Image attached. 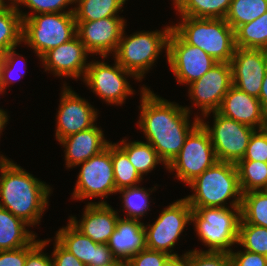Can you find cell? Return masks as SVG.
<instances>
[{
	"label": "cell",
	"instance_id": "49",
	"mask_svg": "<svg viewBox=\"0 0 267 266\" xmlns=\"http://www.w3.org/2000/svg\"><path fill=\"white\" fill-rule=\"evenodd\" d=\"M261 130L267 136V111H265V113H264V118H263Z\"/></svg>",
	"mask_w": 267,
	"mask_h": 266
},
{
	"label": "cell",
	"instance_id": "40",
	"mask_svg": "<svg viewBox=\"0 0 267 266\" xmlns=\"http://www.w3.org/2000/svg\"><path fill=\"white\" fill-rule=\"evenodd\" d=\"M51 239H35L30 245H27V256L25 266H53L52 256L42 252Z\"/></svg>",
	"mask_w": 267,
	"mask_h": 266
},
{
	"label": "cell",
	"instance_id": "9",
	"mask_svg": "<svg viewBox=\"0 0 267 266\" xmlns=\"http://www.w3.org/2000/svg\"><path fill=\"white\" fill-rule=\"evenodd\" d=\"M81 169L77 176L72 198L74 200H84L101 198L99 202L88 203H107L110 194H116L115 179L112 163V142L100 153L92 156L87 161L78 164Z\"/></svg>",
	"mask_w": 267,
	"mask_h": 266
},
{
	"label": "cell",
	"instance_id": "47",
	"mask_svg": "<svg viewBox=\"0 0 267 266\" xmlns=\"http://www.w3.org/2000/svg\"><path fill=\"white\" fill-rule=\"evenodd\" d=\"M8 118H9V116H8L7 112L4 110H0V135H1L2 131L4 130V127L6 126V124H8L7 123L9 120Z\"/></svg>",
	"mask_w": 267,
	"mask_h": 266
},
{
	"label": "cell",
	"instance_id": "36",
	"mask_svg": "<svg viewBox=\"0 0 267 266\" xmlns=\"http://www.w3.org/2000/svg\"><path fill=\"white\" fill-rule=\"evenodd\" d=\"M15 8L18 10L21 18H28L35 14L43 13H65L73 12L74 8L70 10H65L69 5L75 4V0H12ZM20 5H24L29 8L32 13H25L20 10ZM34 13V14H33Z\"/></svg>",
	"mask_w": 267,
	"mask_h": 266
},
{
	"label": "cell",
	"instance_id": "8",
	"mask_svg": "<svg viewBox=\"0 0 267 266\" xmlns=\"http://www.w3.org/2000/svg\"><path fill=\"white\" fill-rule=\"evenodd\" d=\"M217 161L210 135L199 123L186 137L180 152L167 165L166 170L176 171V178L188 185Z\"/></svg>",
	"mask_w": 267,
	"mask_h": 266
},
{
	"label": "cell",
	"instance_id": "32",
	"mask_svg": "<svg viewBox=\"0 0 267 266\" xmlns=\"http://www.w3.org/2000/svg\"><path fill=\"white\" fill-rule=\"evenodd\" d=\"M112 163L117 191L140 185L143 177L131 164L127 154L116 143H112Z\"/></svg>",
	"mask_w": 267,
	"mask_h": 266
},
{
	"label": "cell",
	"instance_id": "48",
	"mask_svg": "<svg viewBox=\"0 0 267 266\" xmlns=\"http://www.w3.org/2000/svg\"><path fill=\"white\" fill-rule=\"evenodd\" d=\"M98 266H126V263L114 258L111 262Z\"/></svg>",
	"mask_w": 267,
	"mask_h": 266
},
{
	"label": "cell",
	"instance_id": "16",
	"mask_svg": "<svg viewBox=\"0 0 267 266\" xmlns=\"http://www.w3.org/2000/svg\"><path fill=\"white\" fill-rule=\"evenodd\" d=\"M125 20L124 17L113 16L96 21H76V35L91 55L105 59L115 53L126 29Z\"/></svg>",
	"mask_w": 267,
	"mask_h": 266
},
{
	"label": "cell",
	"instance_id": "13",
	"mask_svg": "<svg viewBox=\"0 0 267 266\" xmlns=\"http://www.w3.org/2000/svg\"><path fill=\"white\" fill-rule=\"evenodd\" d=\"M166 58L177 83L183 85L197 81L217 63L201 48L186 43L173 29Z\"/></svg>",
	"mask_w": 267,
	"mask_h": 266
},
{
	"label": "cell",
	"instance_id": "17",
	"mask_svg": "<svg viewBox=\"0 0 267 266\" xmlns=\"http://www.w3.org/2000/svg\"><path fill=\"white\" fill-rule=\"evenodd\" d=\"M230 65L232 85L259 98L267 70V50L236 47Z\"/></svg>",
	"mask_w": 267,
	"mask_h": 266
},
{
	"label": "cell",
	"instance_id": "12",
	"mask_svg": "<svg viewBox=\"0 0 267 266\" xmlns=\"http://www.w3.org/2000/svg\"><path fill=\"white\" fill-rule=\"evenodd\" d=\"M214 115L213 126L200 118V123L208 131L218 161L236 164L246 152L251 135L256 129L234 119L227 118L218 111Z\"/></svg>",
	"mask_w": 267,
	"mask_h": 266
},
{
	"label": "cell",
	"instance_id": "3",
	"mask_svg": "<svg viewBox=\"0 0 267 266\" xmlns=\"http://www.w3.org/2000/svg\"><path fill=\"white\" fill-rule=\"evenodd\" d=\"M189 186L193 193L184 198L191 208L241 207L242 191L234 163L217 161L192 180ZM228 200H232L229 201L230 206H226Z\"/></svg>",
	"mask_w": 267,
	"mask_h": 266
},
{
	"label": "cell",
	"instance_id": "39",
	"mask_svg": "<svg viewBox=\"0 0 267 266\" xmlns=\"http://www.w3.org/2000/svg\"><path fill=\"white\" fill-rule=\"evenodd\" d=\"M241 160L267 163V136L261 129L255 130L251 135L245 155Z\"/></svg>",
	"mask_w": 267,
	"mask_h": 266
},
{
	"label": "cell",
	"instance_id": "52",
	"mask_svg": "<svg viewBox=\"0 0 267 266\" xmlns=\"http://www.w3.org/2000/svg\"><path fill=\"white\" fill-rule=\"evenodd\" d=\"M1 60H2V54L0 53V63H1Z\"/></svg>",
	"mask_w": 267,
	"mask_h": 266
},
{
	"label": "cell",
	"instance_id": "38",
	"mask_svg": "<svg viewBox=\"0 0 267 266\" xmlns=\"http://www.w3.org/2000/svg\"><path fill=\"white\" fill-rule=\"evenodd\" d=\"M187 266H232L226 252H201L197 249L186 252Z\"/></svg>",
	"mask_w": 267,
	"mask_h": 266
},
{
	"label": "cell",
	"instance_id": "45",
	"mask_svg": "<svg viewBox=\"0 0 267 266\" xmlns=\"http://www.w3.org/2000/svg\"><path fill=\"white\" fill-rule=\"evenodd\" d=\"M162 266H187L186 253L181 256L170 255L164 262Z\"/></svg>",
	"mask_w": 267,
	"mask_h": 266
},
{
	"label": "cell",
	"instance_id": "22",
	"mask_svg": "<svg viewBox=\"0 0 267 266\" xmlns=\"http://www.w3.org/2000/svg\"><path fill=\"white\" fill-rule=\"evenodd\" d=\"M102 128L96 124L86 130L72 134L59 141L65 150V165L68 169L87 161L100 153L110 143L104 137Z\"/></svg>",
	"mask_w": 267,
	"mask_h": 266
},
{
	"label": "cell",
	"instance_id": "10",
	"mask_svg": "<svg viewBox=\"0 0 267 266\" xmlns=\"http://www.w3.org/2000/svg\"><path fill=\"white\" fill-rule=\"evenodd\" d=\"M191 213L192 208L185 198L176 200L164 208L152 225L144 224L146 248L177 255L172 249L186 225L191 224Z\"/></svg>",
	"mask_w": 267,
	"mask_h": 266
},
{
	"label": "cell",
	"instance_id": "18",
	"mask_svg": "<svg viewBox=\"0 0 267 266\" xmlns=\"http://www.w3.org/2000/svg\"><path fill=\"white\" fill-rule=\"evenodd\" d=\"M89 54L76 35L69 42L50 49L40 58V61L45 72L50 71L58 78L64 76L74 80L84 78L89 64L87 61Z\"/></svg>",
	"mask_w": 267,
	"mask_h": 266
},
{
	"label": "cell",
	"instance_id": "15",
	"mask_svg": "<svg viewBox=\"0 0 267 266\" xmlns=\"http://www.w3.org/2000/svg\"><path fill=\"white\" fill-rule=\"evenodd\" d=\"M63 84L60 104L56 115L55 137L60 140L89 129L95 125L98 118L97 109L88 100L81 98L72 87Z\"/></svg>",
	"mask_w": 267,
	"mask_h": 266
},
{
	"label": "cell",
	"instance_id": "26",
	"mask_svg": "<svg viewBox=\"0 0 267 266\" xmlns=\"http://www.w3.org/2000/svg\"><path fill=\"white\" fill-rule=\"evenodd\" d=\"M127 141L122 139L120 143L116 144L127 154L129 161L142 177L151 172L160 163L167 168L165 162L148 142Z\"/></svg>",
	"mask_w": 267,
	"mask_h": 266
},
{
	"label": "cell",
	"instance_id": "2",
	"mask_svg": "<svg viewBox=\"0 0 267 266\" xmlns=\"http://www.w3.org/2000/svg\"><path fill=\"white\" fill-rule=\"evenodd\" d=\"M52 188L0 155V207L30 226L40 224Z\"/></svg>",
	"mask_w": 267,
	"mask_h": 266
},
{
	"label": "cell",
	"instance_id": "7",
	"mask_svg": "<svg viewBox=\"0 0 267 266\" xmlns=\"http://www.w3.org/2000/svg\"><path fill=\"white\" fill-rule=\"evenodd\" d=\"M22 20V42L32 48L39 59L76 36L73 12L35 14Z\"/></svg>",
	"mask_w": 267,
	"mask_h": 266
},
{
	"label": "cell",
	"instance_id": "29",
	"mask_svg": "<svg viewBox=\"0 0 267 266\" xmlns=\"http://www.w3.org/2000/svg\"><path fill=\"white\" fill-rule=\"evenodd\" d=\"M236 47L267 50V12L235 30Z\"/></svg>",
	"mask_w": 267,
	"mask_h": 266
},
{
	"label": "cell",
	"instance_id": "4",
	"mask_svg": "<svg viewBox=\"0 0 267 266\" xmlns=\"http://www.w3.org/2000/svg\"><path fill=\"white\" fill-rule=\"evenodd\" d=\"M180 18L172 29L186 43L201 48L217 62L230 63L236 49L235 31L225 19Z\"/></svg>",
	"mask_w": 267,
	"mask_h": 266
},
{
	"label": "cell",
	"instance_id": "33",
	"mask_svg": "<svg viewBox=\"0 0 267 266\" xmlns=\"http://www.w3.org/2000/svg\"><path fill=\"white\" fill-rule=\"evenodd\" d=\"M241 219L248 224L267 228V190L242 194Z\"/></svg>",
	"mask_w": 267,
	"mask_h": 266
},
{
	"label": "cell",
	"instance_id": "34",
	"mask_svg": "<svg viewBox=\"0 0 267 266\" xmlns=\"http://www.w3.org/2000/svg\"><path fill=\"white\" fill-rule=\"evenodd\" d=\"M157 185L153 189L141 188L139 185L135 187H128L118 190V194H122L123 211L126 219H138L141 220L145 214L150 210V198L149 196L156 190ZM149 192V193H148Z\"/></svg>",
	"mask_w": 267,
	"mask_h": 266
},
{
	"label": "cell",
	"instance_id": "46",
	"mask_svg": "<svg viewBox=\"0 0 267 266\" xmlns=\"http://www.w3.org/2000/svg\"><path fill=\"white\" fill-rule=\"evenodd\" d=\"M258 99L261 102L262 108L267 111V70L261 85L260 96Z\"/></svg>",
	"mask_w": 267,
	"mask_h": 266
},
{
	"label": "cell",
	"instance_id": "28",
	"mask_svg": "<svg viewBox=\"0 0 267 266\" xmlns=\"http://www.w3.org/2000/svg\"><path fill=\"white\" fill-rule=\"evenodd\" d=\"M127 0H75L74 17L76 21H96L101 18L119 16Z\"/></svg>",
	"mask_w": 267,
	"mask_h": 266
},
{
	"label": "cell",
	"instance_id": "14",
	"mask_svg": "<svg viewBox=\"0 0 267 266\" xmlns=\"http://www.w3.org/2000/svg\"><path fill=\"white\" fill-rule=\"evenodd\" d=\"M188 96L193 106L199 107L204 119L218 111L225 94L232 86L231 65L217 62L200 79L188 85Z\"/></svg>",
	"mask_w": 267,
	"mask_h": 266
},
{
	"label": "cell",
	"instance_id": "51",
	"mask_svg": "<svg viewBox=\"0 0 267 266\" xmlns=\"http://www.w3.org/2000/svg\"><path fill=\"white\" fill-rule=\"evenodd\" d=\"M8 1H11V0H8ZM5 2H7V0L6 1L5 0H0V8L6 7L8 5Z\"/></svg>",
	"mask_w": 267,
	"mask_h": 266
},
{
	"label": "cell",
	"instance_id": "31",
	"mask_svg": "<svg viewBox=\"0 0 267 266\" xmlns=\"http://www.w3.org/2000/svg\"><path fill=\"white\" fill-rule=\"evenodd\" d=\"M267 12V0H232L225 16L234 31L245 23L252 22Z\"/></svg>",
	"mask_w": 267,
	"mask_h": 266
},
{
	"label": "cell",
	"instance_id": "11",
	"mask_svg": "<svg viewBox=\"0 0 267 266\" xmlns=\"http://www.w3.org/2000/svg\"><path fill=\"white\" fill-rule=\"evenodd\" d=\"M127 76V77H126ZM138 79L115 60L113 66L102 61H91L82 81L106 104L123 105L128 95L135 94L127 78Z\"/></svg>",
	"mask_w": 267,
	"mask_h": 266
},
{
	"label": "cell",
	"instance_id": "43",
	"mask_svg": "<svg viewBox=\"0 0 267 266\" xmlns=\"http://www.w3.org/2000/svg\"><path fill=\"white\" fill-rule=\"evenodd\" d=\"M53 266H86L54 239Z\"/></svg>",
	"mask_w": 267,
	"mask_h": 266
},
{
	"label": "cell",
	"instance_id": "37",
	"mask_svg": "<svg viewBox=\"0 0 267 266\" xmlns=\"http://www.w3.org/2000/svg\"><path fill=\"white\" fill-rule=\"evenodd\" d=\"M15 49L16 48H12V49L8 50L7 52H5L4 54H2V60L0 63V79H1L3 86L6 89H7V87L10 86L9 84H12V83L16 82L17 80H20L23 76H25V73H24L25 71H22L21 74L19 73V74L15 75L17 72H21L20 70H18L20 68L19 64L22 63V62L20 63V60L21 61L24 60L22 55L17 53L15 51ZM21 58H23V59H21ZM22 64L24 65V63H22ZM16 69H17V71H16Z\"/></svg>",
	"mask_w": 267,
	"mask_h": 266
},
{
	"label": "cell",
	"instance_id": "1",
	"mask_svg": "<svg viewBox=\"0 0 267 266\" xmlns=\"http://www.w3.org/2000/svg\"><path fill=\"white\" fill-rule=\"evenodd\" d=\"M140 116L137 122L148 142L168 165L180 152L186 137L200 123L195 115L190 122L191 109L170 102L142 86L140 89Z\"/></svg>",
	"mask_w": 267,
	"mask_h": 266
},
{
	"label": "cell",
	"instance_id": "24",
	"mask_svg": "<svg viewBox=\"0 0 267 266\" xmlns=\"http://www.w3.org/2000/svg\"><path fill=\"white\" fill-rule=\"evenodd\" d=\"M26 227L31 226L0 207V251L16 250L30 245L37 236Z\"/></svg>",
	"mask_w": 267,
	"mask_h": 266
},
{
	"label": "cell",
	"instance_id": "19",
	"mask_svg": "<svg viewBox=\"0 0 267 266\" xmlns=\"http://www.w3.org/2000/svg\"><path fill=\"white\" fill-rule=\"evenodd\" d=\"M54 238L86 266H98L114 259L107 244L95 243L70 221L56 232Z\"/></svg>",
	"mask_w": 267,
	"mask_h": 266
},
{
	"label": "cell",
	"instance_id": "25",
	"mask_svg": "<svg viewBox=\"0 0 267 266\" xmlns=\"http://www.w3.org/2000/svg\"><path fill=\"white\" fill-rule=\"evenodd\" d=\"M11 2V3H9ZM23 20L13 1L0 8V53L4 54L22 43Z\"/></svg>",
	"mask_w": 267,
	"mask_h": 266
},
{
	"label": "cell",
	"instance_id": "6",
	"mask_svg": "<svg viewBox=\"0 0 267 266\" xmlns=\"http://www.w3.org/2000/svg\"><path fill=\"white\" fill-rule=\"evenodd\" d=\"M163 30V31H162ZM155 31H137L126 36L124 29L114 60L125 70L131 72L139 81L154 66L162 50L168 49V38L172 26Z\"/></svg>",
	"mask_w": 267,
	"mask_h": 266
},
{
	"label": "cell",
	"instance_id": "5",
	"mask_svg": "<svg viewBox=\"0 0 267 266\" xmlns=\"http://www.w3.org/2000/svg\"><path fill=\"white\" fill-rule=\"evenodd\" d=\"M241 207H199L192 208L191 223L195 226L198 239L208 247L201 252L232 251L237 244Z\"/></svg>",
	"mask_w": 267,
	"mask_h": 266
},
{
	"label": "cell",
	"instance_id": "20",
	"mask_svg": "<svg viewBox=\"0 0 267 266\" xmlns=\"http://www.w3.org/2000/svg\"><path fill=\"white\" fill-rule=\"evenodd\" d=\"M108 203H86L82 219L70 216L69 221L95 243L107 244L120 218Z\"/></svg>",
	"mask_w": 267,
	"mask_h": 266
},
{
	"label": "cell",
	"instance_id": "44",
	"mask_svg": "<svg viewBox=\"0 0 267 266\" xmlns=\"http://www.w3.org/2000/svg\"><path fill=\"white\" fill-rule=\"evenodd\" d=\"M27 246L16 250L0 251V266H25Z\"/></svg>",
	"mask_w": 267,
	"mask_h": 266
},
{
	"label": "cell",
	"instance_id": "35",
	"mask_svg": "<svg viewBox=\"0 0 267 266\" xmlns=\"http://www.w3.org/2000/svg\"><path fill=\"white\" fill-rule=\"evenodd\" d=\"M237 245L247 251L267 256V228L248 224L241 219Z\"/></svg>",
	"mask_w": 267,
	"mask_h": 266
},
{
	"label": "cell",
	"instance_id": "50",
	"mask_svg": "<svg viewBox=\"0 0 267 266\" xmlns=\"http://www.w3.org/2000/svg\"><path fill=\"white\" fill-rule=\"evenodd\" d=\"M5 90H6V88L3 86L2 82H1V79H0V94L3 93V92H6ZM0 110H4V109L0 108Z\"/></svg>",
	"mask_w": 267,
	"mask_h": 266
},
{
	"label": "cell",
	"instance_id": "27",
	"mask_svg": "<svg viewBox=\"0 0 267 266\" xmlns=\"http://www.w3.org/2000/svg\"><path fill=\"white\" fill-rule=\"evenodd\" d=\"M232 0H174L179 16L224 19Z\"/></svg>",
	"mask_w": 267,
	"mask_h": 266
},
{
	"label": "cell",
	"instance_id": "42",
	"mask_svg": "<svg viewBox=\"0 0 267 266\" xmlns=\"http://www.w3.org/2000/svg\"><path fill=\"white\" fill-rule=\"evenodd\" d=\"M232 266H267V256L244 249L229 253Z\"/></svg>",
	"mask_w": 267,
	"mask_h": 266
},
{
	"label": "cell",
	"instance_id": "41",
	"mask_svg": "<svg viewBox=\"0 0 267 266\" xmlns=\"http://www.w3.org/2000/svg\"><path fill=\"white\" fill-rule=\"evenodd\" d=\"M170 255L162 251L144 249L131 257L126 266H162Z\"/></svg>",
	"mask_w": 267,
	"mask_h": 266
},
{
	"label": "cell",
	"instance_id": "23",
	"mask_svg": "<svg viewBox=\"0 0 267 266\" xmlns=\"http://www.w3.org/2000/svg\"><path fill=\"white\" fill-rule=\"evenodd\" d=\"M107 245L115 259L126 263L138 252L146 249L144 223L138 219L120 217Z\"/></svg>",
	"mask_w": 267,
	"mask_h": 266
},
{
	"label": "cell",
	"instance_id": "30",
	"mask_svg": "<svg viewBox=\"0 0 267 266\" xmlns=\"http://www.w3.org/2000/svg\"><path fill=\"white\" fill-rule=\"evenodd\" d=\"M235 165L242 194L250 191L267 190V163L239 160Z\"/></svg>",
	"mask_w": 267,
	"mask_h": 266
},
{
	"label": "cell",
	"instance_id": "21",
	"mask_svg": "<svg viewBox=\"0 0 267 266\" xmlns=\"http://www.w3.org/2000/svg\"><path fill=\"white\" fill-rule=\"evenodd\" d=\"M218 112L227 118L258 130L261 129L265 110L258 98L232 85L225 94Z\"/></svg>",
	"mask_w": 267,
	"mask_h": 266
}]
</instances>
